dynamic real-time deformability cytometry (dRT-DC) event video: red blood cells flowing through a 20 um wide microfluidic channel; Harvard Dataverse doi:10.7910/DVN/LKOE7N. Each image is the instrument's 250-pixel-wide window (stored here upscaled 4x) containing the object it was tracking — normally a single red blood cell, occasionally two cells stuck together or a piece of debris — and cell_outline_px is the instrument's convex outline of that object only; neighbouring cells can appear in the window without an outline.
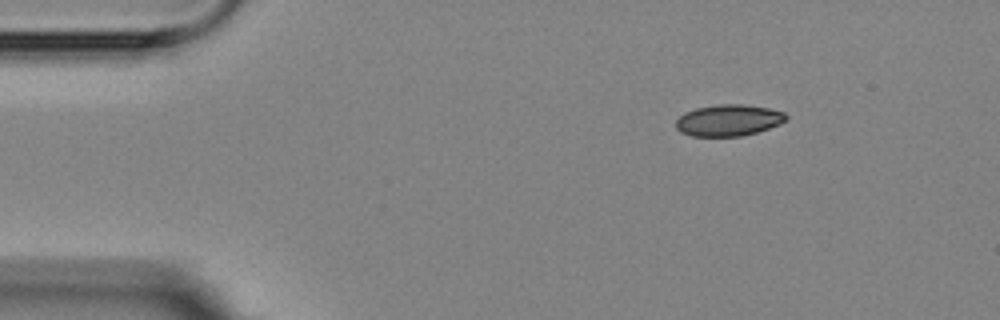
{"species": "Egyptian fruit bat (a non-hibernating species)", "species_latin": "Rousettus aegyptiacus", "temperature_condition": "room temperature", "stored_images_in_passage": 4, "segment_of_instrument_passage": [1, 2], "camera_frame_rate_fps": 3000, "um_per_image_px": 0.085, "animal": {"sex": "female"}, "frame": {"image": 1, "passage_image": 1, "time_ms": 0.0, "image_size_px": [1000, 320], "cell_outline_px": [[788, 116], [780, 124], [756, 132], [740, 136], [692, 136], [680, 132], [676, 128], [676, 120], [684, 112], [696, 108], [716, 104], [744, 104], [768, 108], [784, 112]], "centroid_in_image_um": [61.89, 10.21], "position_along_channel_um": 23.1, "area_um2": 20.17}}